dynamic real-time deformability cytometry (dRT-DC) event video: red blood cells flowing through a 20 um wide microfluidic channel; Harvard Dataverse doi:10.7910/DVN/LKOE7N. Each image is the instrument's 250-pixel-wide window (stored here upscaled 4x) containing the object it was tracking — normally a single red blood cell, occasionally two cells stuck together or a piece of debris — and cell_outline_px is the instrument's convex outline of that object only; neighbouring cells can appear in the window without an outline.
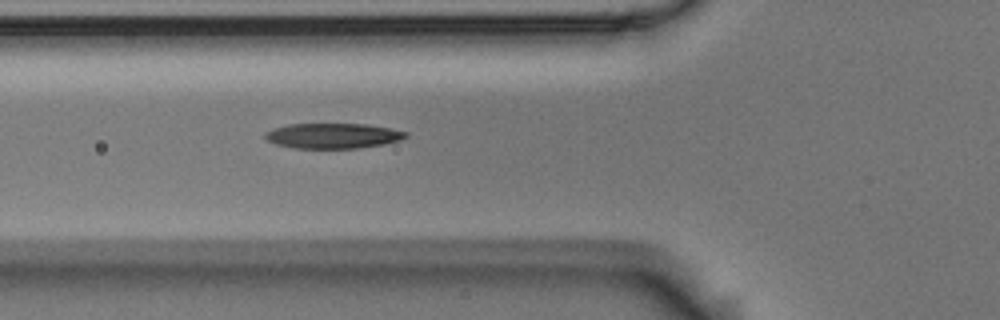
{"species": "Egyptian fruit bat (a non-hibernating species)", "species_latin": "Rousettus aegyptiacus", "temperature_condition": "room temperature", "stored_images_in_passage": 5, "camera_frame_rate_fps": 3000, "um_per_image_px": 0.085, "animal": {"sex": "male"}, "frame": {"image": 1, "passage_image": 5, "time_ms": 1.333, "image_size_px": [1000, 320], "cell_outline_px": [[408, 136], [400, 140], [384, 144], [360, 148], [292, 148], [276, 144], [268, 140], [264, 136], [264, 132], [288, 124], [368, 124], [408, 132]], "centroid_in_image_um": [28.31, 11.54], "position_along_channel_um": 97.5, "area_um2": 20.63}}